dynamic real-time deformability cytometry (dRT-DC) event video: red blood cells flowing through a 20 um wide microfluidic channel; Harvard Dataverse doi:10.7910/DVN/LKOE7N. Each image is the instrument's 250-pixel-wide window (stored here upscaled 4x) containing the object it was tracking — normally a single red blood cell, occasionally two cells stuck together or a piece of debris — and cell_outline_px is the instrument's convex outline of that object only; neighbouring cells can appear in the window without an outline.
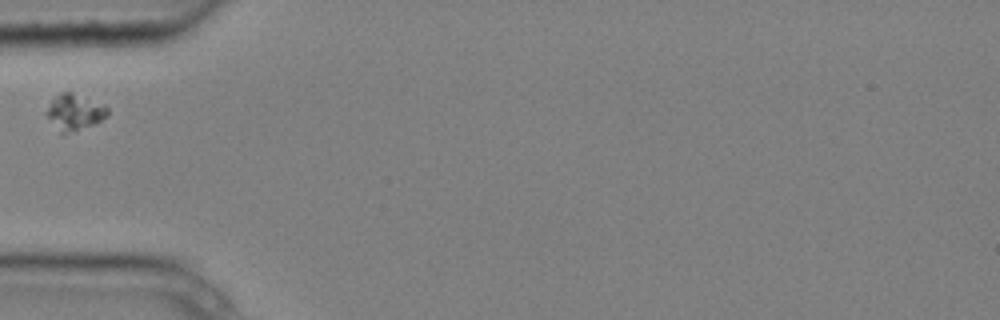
{"species": "common noctule bat (a hibernating species)", "species_latin": "Nyctalus noctula", "temperature_condition": "cold", "stored_images_in_passage": 1, "camera_frame_rate_fps": 3000, "um_per_image_px": 0.085, "animal": {"sex": "male", "body_mass_g": 20.4}, "frame": {"image": 1, "passage_image": 1, "time_ms": 0.0, "image_size_px": [1000, 320], "cell_outline_px": [[108, 116], [76, 132], [60, 132], [44, 112], [52, 100], [60, 92], [72, 92], [108, 108]], "centroid_in_image_um": [6.31, 9.53], "position_along_channel_um": 78.7, "area_um2": 12.37}}